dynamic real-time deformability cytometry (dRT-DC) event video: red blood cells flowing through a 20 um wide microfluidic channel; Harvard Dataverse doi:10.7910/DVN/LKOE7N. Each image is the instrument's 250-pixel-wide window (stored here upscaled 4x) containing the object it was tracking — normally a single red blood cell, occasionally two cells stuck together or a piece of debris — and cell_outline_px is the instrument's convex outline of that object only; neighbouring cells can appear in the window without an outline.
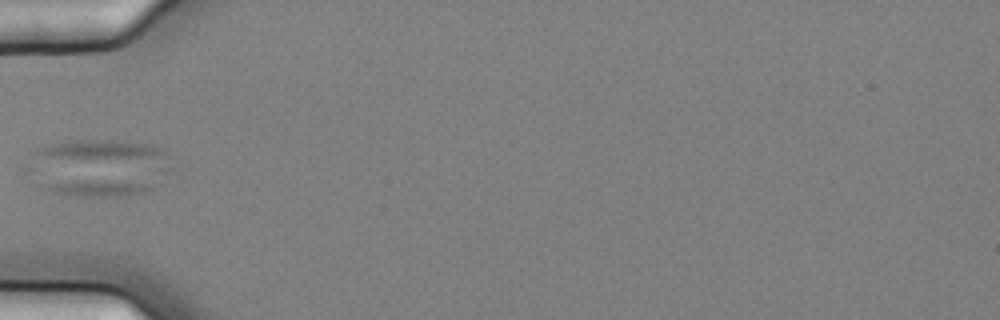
{"species": "common noctule bat (a hibernating species)", "species_latin": "Nyctalus noctula", "temperature_condition": "cold", "stored_images_in_passage": 6, "camera_frame_rate_fps": 3000, "um_per_image_px": 0.085, "animal": {"sex": "female", "body_mass_g": 25.1}, "frame": {"image": 1, "passage_image": 5, "time_ms": 1.333, "image_size_px": [1000, 320], "cell_outline_px": [[172, 168], [152, 192], [108, 196], [76, 196], [52, 192], [40, 188], [36, 152], [40, 148], [48, 144], [68, 140], [108, 140], [156, 144], [164, 148], [168, 152]], "centroid_in_image_um": [8.64, 14.24], "position_along_channel_um": 76.4, "area_um2": 47.63}}
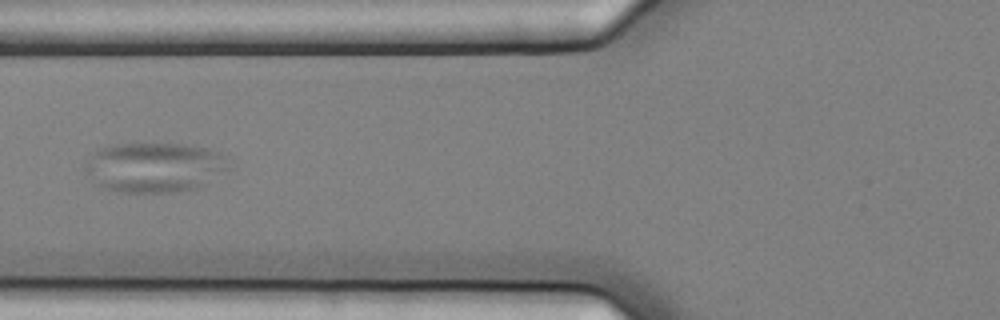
{"frame": {"image": 2, "passage_image": 6, "time_ms": 1.667, "image_size_px": [1000, 320], "cell_outline_px": [[228, 156], [224, 172], [200, 188], [172, 192], [136, 196], [104, 188], [96, 184], [84, 168], [96, 148], [112, 144], [188, 144], [208, 148], [220, 152]], "centroid_in_image_um": [13.12, 14.25], "position_along_channel_um": 112.7, "area_um2": 42.6}}